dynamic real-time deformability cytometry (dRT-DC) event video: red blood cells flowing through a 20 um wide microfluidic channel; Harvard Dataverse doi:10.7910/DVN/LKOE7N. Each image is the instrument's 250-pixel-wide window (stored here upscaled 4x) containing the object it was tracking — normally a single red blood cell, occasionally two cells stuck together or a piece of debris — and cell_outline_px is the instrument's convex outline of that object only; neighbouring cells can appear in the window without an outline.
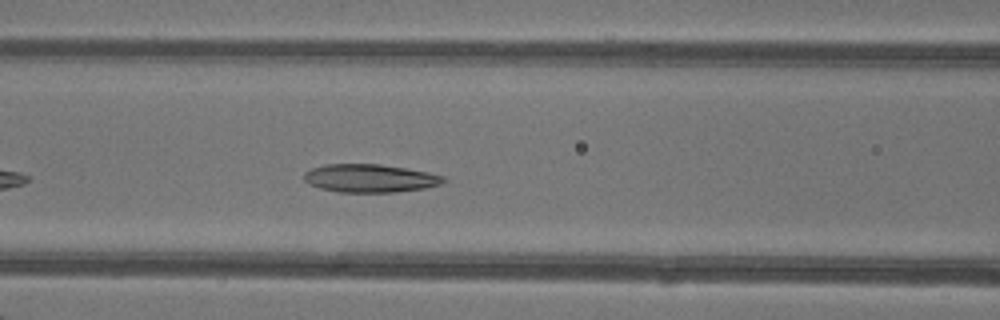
{"species": "common noctule bat (a hibernating species)", "species_latin": "Nyctalus noctula", "temperature_condition": "warm", "stored_images_in_passage": 29, "camera_frame_rate_fps": 3000, "um_per_image_px": 0.085, "animal": {"sex": "female"}, "frame": {"image": 1, "passage_image": 8, "time_ms": 2.333, "image_size_px": [1000, 320], "cell_outline_px": [[448, 180], [440, 184], [424, 188], [396, 192], [340, 192], [320, 188], [308, 184], [304, 180], [304, 172], [312, 168], [324, 164], [380, 164], [428, 172], [444, 176]], "centroid_in_image_um": [31.43, 15.15], "position_along_channel_um": 135.2, "area_um2": 22.89}}
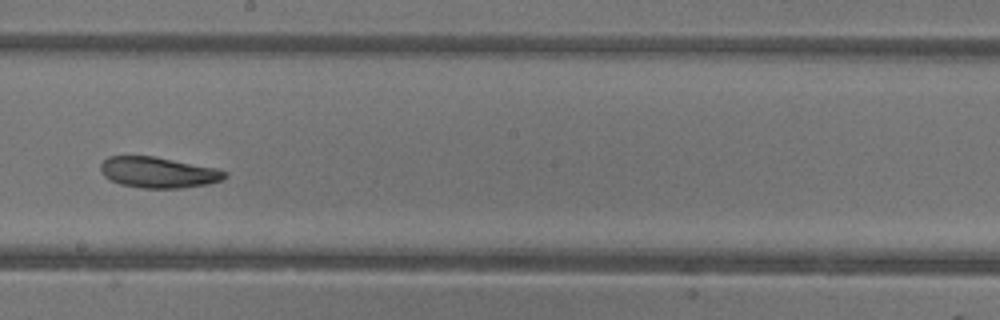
{"frame": {"image": 2, "passage_image": 15, "time_ms": 4.667, "image_size_px": [1000, 320], "cell_outline_px": [[228, 176], [224, 180], [208, 184], [180, 188], [144, 188], [120, 184], [104, 176], [100, 172], [100, 164], [108, 156], [152, 156], [216, 168], [228, 172]], "centroid_in_image_um": [13.47, 14.66], "position_along_channel_um": 234.7, "area_um2": 22.31}}
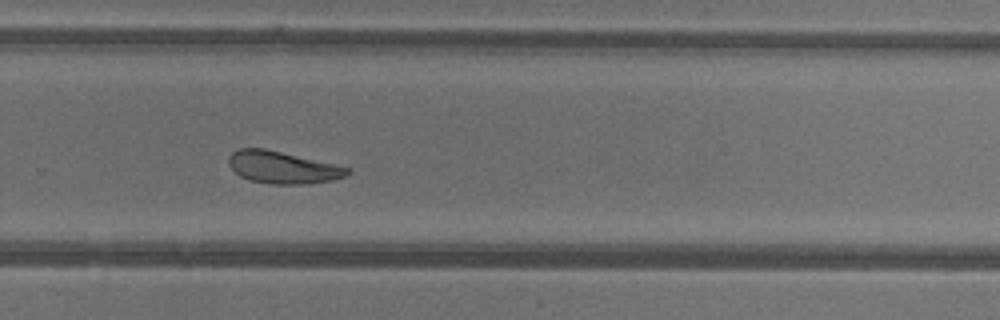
{"frame": {"image": 3, "passage_image": 20, "time_ms": 6.333, "image_size_px": [1000, 320], "cell_outline_px": [[352, 172], [344, 176], [332, 180], [304, 184], [272, 184], [252, 180], [240, 176], [228, 164], [228, 156], [232, 152], [240, 148], [264, 148], [352, 168]], "centroid_in_image_um": [24.03, 14.22], "position_along_channel_um": 305.8, "area_um2": 22.08}, "authors_computed_cell_mechanics": {"area_um2": 22.3686, "velocity_mm_per_s": 4.2774, "shape_relaxation_time_tau1_ms": 10.1895, "shape_relaxation_time_tau2_ms": 7.6999, "deformation_change_tau1": 0.2695, "deformation_change_tau2": 0.1381}}